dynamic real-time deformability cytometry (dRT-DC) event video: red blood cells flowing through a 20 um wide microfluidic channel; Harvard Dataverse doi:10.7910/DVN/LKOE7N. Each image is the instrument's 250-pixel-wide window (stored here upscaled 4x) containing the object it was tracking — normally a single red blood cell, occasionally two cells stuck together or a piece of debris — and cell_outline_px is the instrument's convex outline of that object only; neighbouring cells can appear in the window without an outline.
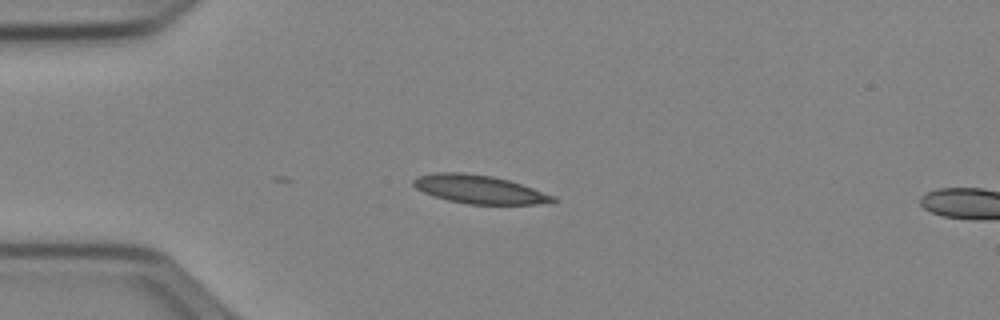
{"species": "Egyptian fruit bat (a non-hibernating species)", "species_latin": "Rousettus aegyptiacus", "temperature_condition": "cold", "stored_images_in_passage": 5, "camera_frame_rate_fps": 3000, "um_per_image_px": 0.085, "animal": {"sex": "female"}, "frame": {"image": 1, "passage_image": 1, "time_ms": 0.0, "image_size_px": [1000, 320], "cell_outline_px": [[556, 200], [552, 204], [468, 204], [448, 200], [424, 192], [416, 188], [412, 184], [412, 180], [416, 176], [436, 172], [464, 172], [492, 176], [508, 180], [556, 196]], "centroid_in_image_um": [40.74, 16.09], "position_along_channel_um": 44.3, "area_um2": 23.12}}